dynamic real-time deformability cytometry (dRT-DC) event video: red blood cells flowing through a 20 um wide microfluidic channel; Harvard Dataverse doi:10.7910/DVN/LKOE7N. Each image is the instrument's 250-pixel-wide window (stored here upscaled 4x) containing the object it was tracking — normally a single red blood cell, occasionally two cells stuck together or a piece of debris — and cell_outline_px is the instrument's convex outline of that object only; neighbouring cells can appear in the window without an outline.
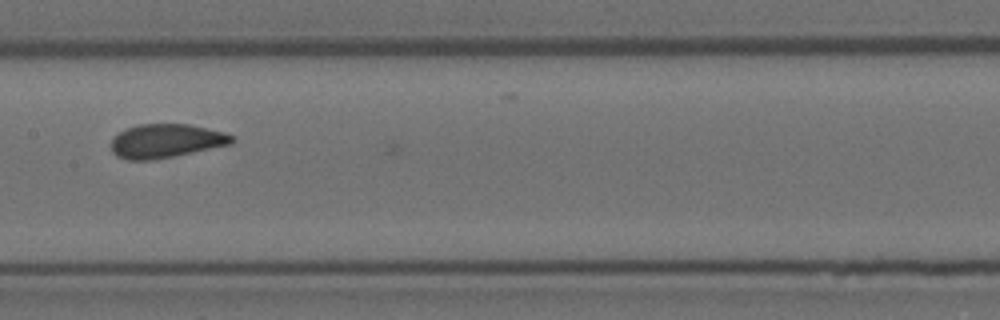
{"species": "Egyptian fruit bat (a non-hibernating species)", "species_latin": "Rousettus aegyptiacus", "temperature_condition": "room temperature", "stored_images_in_passage": 12, "camera_frame_rate_fps": 3000, "um_per_image_px": 0.085, "animal": {"sex": "female"}, "frame": {"image": 1, "passage_image": 11, "time_ms": 3.333, "image_size_px": [1000, 320], "cell_outline_px": [[236, 140], [232, 144], [152, 160], [128, 160], [116, 156], [112, 152], [112, 140], [120, 132], [136, 124], [188, 124], [224, 132], [236, 136]], "centroid_in_image_um": [14.14, 11.98], "position_along_channel_um": 193.3, "area_um2": 23.7}}